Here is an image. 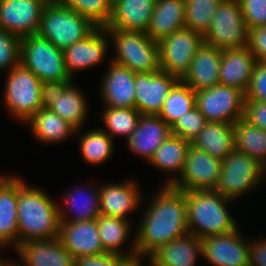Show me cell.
<instances>
[{"label":"cell","mask_w":266,"mask_h":266,"mask_svg":"<svg viewBox=\"0 0 266 266\" xmlns=\"http://www.w3.org/2000/svg\"><path fill=\"white\" fill-rule=\"evenodd\" d=\"M179 79L164 71L135 73V108L142 115H159Z\"/></svg>","instance_id":"obj_15"},{"label":"cell","mask_w":266,"mask_h":266,"mask_svg":"<svg viewBox=\"0 0 266 266\" xmlns=\"http://www.w3.org/2000/svg\"><path fill=\"white\" fill-rule=\"evenodd\" d=\"M266 178V168L244 153L232 151L223 161L219 181L214 190L221 196L236 200L254 190Z\"/></svg>","instance_id":"obj_6"},{"label":"cell","mask_w":266,"mask_h":266,"mask_svg":"<svg viewBox=\"0 0 266 266\" xmlns=\"http://www.w3.org/2000/svg\"><path fill=\"white\" fill-rule=\"evenodd\" d=\"M240 231L237 227L225 234L201 238V257L211 266H249V242Z\"/></svg>","instance_id":"obj_13"},{"label":"cell","mask_w":266,"mask_h":266,"mask_svg":"<svg viewBox=\"0 0 266 266\" xmlns=\"http://www.w3.org/2000/svg\"><path fill=\"white\" fill-rule=\"evenodd\" d=\"M58 238L74 259L106 253L99 236L97 219L81 222H61Z\"/></svg>","instance_id":"obj_17"},{"label":"cell","mask_w":266,"mask_h":266,"mask_svg":"<svg viewBox=\"0 0 266 266\" xmlns=\"http://www.w3.org/2000/svg\"><path fill=\"white\" fill-rule=\"evenodd\" d=\"M195 106V91L179 80L170 90L159 116L171 127Z\"/></svg>","instance_id":"obj_36"},{"label":"cell","mask_w":266,"mask_h":266,"mask_svg":"<svg viewBox=\"0 0 266 266\" xmlns=\"http://www.w3.org/2000/svg\"><path fill=\"white\" fill-rule=\"evenodd\" d=\"M25 182L18 176V246L26 241L58 238L59 204L43 189Z\"/></svg>","instance_id":"obj_2"},{"label":"cell","mask_w":266,"mask_h":266,"mask_svg":"<svg viewBox=\"0 0 266 266\" xmlns=\"http://www.w3.org/2000/svg\"><path fill=\"white\" fill-rule=\"evenodd\" d=\"M46 4L44 0H0V27L19 38L37 34Z\"/></svg>","instance_id":"obj_14"},{"label":"cell","mask_w":266,"mask_h":266,"mask_svg":"<svg viewBox=\"0 0 266 266\" xmlns=\"http://www.w3.org/2000/svg\"><path fill=\"white\" fill-rule=\"evenodd\" d=\"M98 232L102 246L106 253H114L121 256H130L136 254L135 238L131 240V247L127 251L121 249L122 245L129 239L131 230V221L118 217H109L99 215L97 218ZM123 251V252H122ZM127 252V253H126Z\"/></svg>","instance_id":"obj_31"},{"label":"cell","mask_w":266,"mask_h":266,"mask_svg":"<svg viewBox=\"0 0 266 266\" xmlns=\"http://www.w3.org/2000/svg\"><path fill=\"white\" fill-rule=\"evenodd\" d=\"M245 93L217 84L195 92V106L207 122L234 124L244 116Z\"/></svg>","instance_id":"obj_10"},{"label":"cell","mask_w":266,"mask_h":266,"mask_svg":"<svg viewBox=\"0 0 266 266\" xmlns=\"http://www.w3.org/2000/svg\"><path fill=\"white\" fill-rule=\"evenodd\" d=\"M21 38L0 27V72L20 64ZM7 69V70H6Z\"/></svg>","instance_id":"obj_41"},{"label":"cell","mask_w":266,"mask_h":266,"mask_svg":"<svg viewBox=\"0 0 266 266\" xmlns=\"http://www.w3.org/2000/svg\"><path fill=\"white\" fill-rule=\"evenodd\" d=\"M246 47L255 57L256 62H266V25L248 30Z\"/></svg>","instance_id":"obj_44"},{"label":"cell","mask_w":266,"mask_h":266,"mask_svg":"<svg viewBox=\"0 0 266 266\" xmlns=\"http://www.w3.org/2000/svg\"><path fill=\"white\" fill-rule=\"evenodd\" d=\"M96 26L68 7L47 3L43 9L38 34L65 50L75 42L87 37Z\"/></svg>","instance_id":"obj_4"},{"label":"cell","mask_w":266,"mask_h":266,"mask_svg":"<svg viewBox=\"0 0 266 266\" xmlns=\"http://www.w3.org/2000/svg\"><path fill=\"white\" fill-rule=\"evenodd\" d=\"M185 28L203 36L210 29L212 18L222 0H184Z\"/></svg>","instance_id":"obj_38"},{"label":"cell","mask_w":266,"mask_h":266,"mask_svg":"<svg viewBox=\"0 0 266 266\" xmlns=\"http://www.w3.org/2000/svg\"><path fill=\"white\" fill-rule=\"evenodd\" d=\"M206 123L207 120L204 115L194 106L171 126V134L191 143L199 135Z\"/></svg>","instance_id":"obj_40"},{"label":"cell","mask_w":266,"mask_h":266,"mask_svg":"<svg viewBox=\"0 0 266 266\" xmlns=\"http://www.w3.org/2000/svg\"><path fill=\"white\" fill-rule=\"evenodd\" d=\"M18 176L5 175L0 179V230L18 247Z\"/></svg>","instance_id":"obj_30"},{"label":"cell","mask_w":266,"mask_h":266,"mask_svg":"<svg viewBox=\"0 0 266 266\" xmlns=\"http://www.w3.org/2000/svg\"><path fill=\"white\" fill-rule=\"evenodd\" d=\"M16 253L21 262L16 261L14 266H74V258L59 238L26 241Z\"/></svg>","instance_id":"obj_20"},{"label":"cell","mask_w":266,"mask_h":266,"mask_svg":"<svg viewBox=\"0 0 266 266\" xmlns=\"http://www.w3.org/2000/svg\"><path fill=\"white\" fill-rule=\"evenodd\" d=\"M116 49L111 59L135 73L160 70L159 46L145 32L106 29Z\"/></svg>","instance_id":"obj_5"},{"label":"cell","mask_w":266,"mask_h":266,"mask_svg":"<svg viewBox=\"0 0 266 266\" xmlns=\"http://www.w3.org/2000/svg\"><path fill=\"white\" fill-rule=\"evenodd\" d=\"M243 118L266 131V102L245 100Z\"/></svg>","instance_id":"obj_46"},{"label":"cell","mask_w":266,"mask_h":266,"mask_svg":"<svg viewBox=\"0 0 266 266\" xmlns=\"http://www.w3.org/2000/svg\"><path fill=\"white\" fill-rule=\"evenodd\" d=\"M121 257L114 253L80 257L74 259V266H115Z\"/></svg>","instance_id":"obj_47"},{"label":"cell","mask_w":266,"mask_h":266,"mask_svg":"<svg viewBox=\"0 0 266 266\" xmlns=\"http://www.w3.org/2000/svg\"><path fill=\"white\" fill-rule=\"evenodd\" d=\"M73 80L45 81L41 83V108H49L52 100L62 96L64 90L72 83Z\"/></svg>","instance_id":"obj_45"},{"label":"cell","mask_w":266,"mask_h":266,"mask_svg":"<svg viewBox=\"0 0 266 266\" xmlns=\"http://www.w3.org/2000/svg\"><path fill=\"white\" fill-rule=\"evenodd\" d=\"M245 100L266 102V62H256Z\"/></svg>","instance_id":"obj_43"},{"label":"cell","mask_w":266,"mask_h":266,"mask_svg":"<svg viewBox=\"0 0 266 266\" xmlns=\"http://www.w3.org/2000/svg\"><path fill=\"white\" fill-rule=\"evenodd\" d=\"M184 27V0H156L146 32L153 41L159 42Z\"/></svg>","instance_id":"obj_27"},{"label":"cell","mask_w":266,"mask_h":266,"mask_svg":"<svg viewBox=\"0 0 266 266\" xmlns=\"http://www.w3.org/2000/svg\"><path fill=\"white\" fill-rule=\"evenodd\" d=\"M221 55L222 50L203 43L181 81L195 92L216 86L219 84Z\"/></svg>","instance_id":"obj_22"},{"label":"cell","mask_w":266,"mask_h":266,"mask_svg":"<svg viewBox=\"0 0 266 266\" xmlns=\"http://www.w3.org/2000/svg\"><path fill=\"white\" fill-rule=\"evenodd\" d=\"M79 136V150L82 158L91 165H100L111 158L114 149L113 139L103 129L82 132Z\"/></svg>","instance_id":"obj_35"},{"label":"cell","mask_w":266,"mask_h":266,"mask_svg":"<svg viewBox=\"0 0 266 266\" xmlns=\"http://www.w3.org/2000/svg\"><path fill=\"white\" fill-rule=\"evenodd\" d=\"M3 102L8 113L24 124L41 109V81L21 63L7 73Z\"/></svg>","instance_id":"obj_8"},{"label":"cell","mask_w":266,"mask_h":266,"mask_svg":"<svg viewBox=\"0 0 266 266\" xmlns=\"http://www.w3.org/2000/svg\"><path fill=\"white\" fill-rule=\"evenodd\" d=\"M266 239L255 240L248 244L249 247V266H266Z\"/></svg>","instance_id":"obj_48"},{"label":"cell","mask_w":266,"mask_h":266,"mask_svg":"<svg viewBox=\"0 0 266 266\" xmlns=\"http://www.w3.org/2000/svg\"><path fill=\"white\" fill-rule=\"evenodd\" d=\"M234 150L256 159L266 168V131L244 118L234 124Z\"/></svg>","instance_id":"obj_33"},{"label":"cell","mask_w":266,"mask_h":266,"mask_svg":"<svg viewBox=\"0 0 266 266\" xmlns=\"http://www.w3.org/2000/svg\"><path fill=\"white\" fill-rule=\"evenodd\" d=\"M24 124L29 125L36 140L47 145L66 141L71 135L78 133L74 126L47 108L38 110Z\"/></svg>","instance_id":"obj_28"},{"label":"cell","mask_w":266,"mask_h":266,"mask_svg":"<svg viewBox=\"0 0 266 266\" xmlns=\"http://www.w3.org/2000/svg\"><path fill=\"white\" fill-rule=\"evenodd\" d=\"M143 255L134 254L130 256H122L115 264V266H144ZM142 259V260H141Z\"/></svg>","instance_id":"obj_49"},{"label":"cell","mask_w":266,"mask_h":266,"mask_svg":"<svg viewBox=\"0 0 266 266\" xmlns=\"http://www.w3.org/2000/svg\"><path fill=\"white\" fill-rule=\"evenodd\" d=\"M202 256L201 239L188 233L161 246L148 259L152 266H196Z\"/></svg>","instance_id":"obj_25"},{"label":"cell","mask_w":266,"mask_h":266,"mask_svg":"<svg viewBox=\"0 0 266 266\" xmlns=\"http://www.w3.org/2000/svg\"><path fill=\"white\" fill-rule=\"evenodd\" d=\"M203 43L202 34L185 27L163 38L158 42L160 70L181 80Z\"/></svg>","instance_id":"obj_11"},{"label":"cell","mask_w":266,"mask_h":266,"mask_svg":"<svg viewBox=\"0 0 266 266\" xmlns=\"http://www.w3.org/2000/svg\"><path fill=\"white\" fill-rule=\"evenodd\" d=\"M20 63L41 82L73 80L67 73L63 50L38 33L21 38Z\"/></svg>","instance_id":"obj_7"},{"label":"cell","mask_w":266,"mask_h":266,"mask_svg":"<svg viewBox=\"0 0 266 266\" xmlns=\"http://www.w3.org/2000/svg\"><path fill=\"white\" fill-rule=\"evenodd\" d=\"M86 97L80 88L74 86L72 82L63 92L52 100L48 108L58 114L62 119L74 126L78 131L83 128L86 118L88 117L89 108Z\"/></svg>","instance_id":"obj_32"},{"label":"cell","mask_w":266,"mask_h":266,"mask_svg":"<svg viewBox=\"0 0 266 266\" xmlns=\"http://www.w3.org/2000/svg\"><path fill=\"white\" fill-rule=\"evenodd\" d=\"M138 185L130 179L100 186V215L129 220V213L136 211L143 200Z\"/></svg>","instance_id":"obj_18"},{"label":"cell","mask_w":266,"mask_h":266,"mask_svg":"<svg viewBox=\"0 0 266 266\" xmlns=\"http://www.w3.org/2000/svg\"><path fill=\"white\" fill-rule=\"evenodd\" d=\"M161 187L147 206L134 235L136 253L144 259L161 246L189 233L185 192L171 185Z\"/></svg>","instance_id":"obj_1"},{"label":"cell","mask_w":266,"mask_h":266,"mask_svg":"<svg viewBox=\"0 0 266 266\" xmlns=\"http://www.w3.org/2000/svg\"><path fill=\"white\" fill-rule=\"evenodd\" d=\"M2 256H0V266H14L13 260H7V262L4 260V258H1Z\"/></svg>","instance_id":"obj_51"},{"label":"cell","mask_w":266,"mask_h":266,"mask_svg":"<svg viewBox=\"0 0 266 266\" xmlns=\"http://www.w3.org/2000/svg\"><path fill=\"white\" fill-rule=\"evenodd\" d=\"M247 29L266 25V0H238Z\"/></svg>","instance_id":"obj_42"},{"label":"cell","mask_w":266,"mask_h":266,"mask_svg":"<svg viewBox=\"0 0 266 266\" xmlns=\"http://www.w3.org/2000/svg\"><path fill=\"white\" fill-rule=\"evenodd\" d=\"M191 143L181 137L170 134L163 144L155 151L148 164L164 172L175 175L182 173Z\"/></svg>","instance_id":"obj_34"},{"label":"cell","mask_w":266,"mask_h":266,"mask_svg":"<svg viewBox=\"0 0 266 266\" xmlns=\"http://www.w3.org/2000/svg\"><path fill=\"white\" fill-rule=\"evenodd\" d=\"M46 3H57L59 0H44Z\"/></svg>","instance_id":"obj_52"},{"label":"cell","mask_w":266,"mask_h":266,"mask_svg":"<svg viewBox=\"0 0 266 266\" xmlns=\"http://www.w3.org/2000/svg\"><path fill=\"white\" fill-rule=\"evenodd\" d=\"M101 83L105 107L135 108V72L110 61Z\"/></svg>","instance_id":"obj_19"},{"label":"cell","mask_w":266,"mask_h":266,"mask_svg":"<svg viewBox=\"0 0 266 266\" xmlns=\"http://www.w3.org/2000/svg\"><path fill=\"white\" fill-rule=\"evenodd\" d=\"M59 3L90 20L96 27L105 28L112 15L113 0H59Z\"/></svg>","instance_id":"obj_39"},{"label":"cell","mask_w":266,"mask_h":266,"mask_svg":"<svg viewBox=\"0 0 266 266\" xmlns=\"http://www.w3.org/2000/svg\"><path fill=\"white\" fill-rule=\"evenodd\" d=\"M171 127L159 115H142L127 139L128 148L149 162L155 151L170 136Z\"/></svg>","instance_id":"obj_21"},{"label":"cell","mask_w":266,"mask_h":266,"mask_svg":"<svg viewBox=\"0 0 266 266\" xmlns=\"http://www.w3.org/2000/svg\"><path fill=\"white\" fill-rule=\"evenodd\" d=\"M255 63V57L247 47L222 50L219 84L234 87L246 93Z\"/></svg>","instance_id":"obj_24"},{"label":"cell","mask_w":266,"mask_h":266,"mask_svg":"<svg viewBox=\"0 0 266 266\" xmlns=\"http://www.w3.org/2000/svg\"><path fill=\"white\" fill-rule=\"evenodd\" d=\"M7 246L13 247V249L16 252V247L2 234L0 230V251L1 249H4L5 247L7 248Z\"/></svg>","instance_id":"obj_50"},{"label":"cell","mask_w":266,"mask_h":266,"mask_svg":"<svg viewBox=\"0 0 266 266\" xmlns=\"http://www.w3.org/2000/svg\"><path fill=\"white\" fill-rule=\"evenodd\" d=\"M222 161L207 152L190 145L180 177L166 179L163 185H171L182 191L214 189L219 181Z\"/></svg>","instance_id":"obj_12"},{"label":"cell","mask_w":266,"mask_h":266,"mask_svg":"<svg viewBox=\"0 0 266 266\" xmlns=\"http://www.w3.org/2000/svg\"><path fill=\"white\" fill-rule=\"evenodd\" d=\"M110 36L103 27H96L87 37L63 50L67 73L74 79L76 71L92 68L104 61Z\"/></svg>","instance_id":"obj_16"},{"label":"cell","mask_w":266,"mask_h":266,"mask_svg":"<svg viewBox=\"0 0 266 266\" xmlns=\"http://www.w3.org/2000/svg\"><path fill=\"white\" fill-rule=\"evenodd\" d=\"M103 120V129L112 139L114 136H124L126 139L136 129L141 113L136 108H113L105 107L102 113H98Z\"/></svg>","instance_id":"obj_37"},{"label":"cell","mask_w":266,"mask_h":266,"mask_svg":"<svg viewBox=\"0 0 266 266\" xmlns=\"http://www.w3.org/2000/svg\"><path fill=\"white\" fill-rule=\"evenodd\" d=\"M156 0H113L105 29L147 32Z\"/></svg>","instance_id":"obj_23"},{"label":"cell","mask_w":266,"mask_h":266,"mask_svg":"<svg viewBox=\"0 0 266 266\" xmlns=\"http://www.w3.org/2000/svg\"><path fill=\"white\" fill-rule=\"evenodd\" d=\"M184 192L189 233L197 238L225 234L239 226L227 210L228 203L234 200L219 195L214 189Z\"/></svg>","instance_id":"obj_3"},{"label":"cell","mask_w":266,"mask_h":266,"mask_svg":"<svg viewBox=\"0 0 266 266\" xmlns=\"http://www.w3.org/2000/svg\"><path fill=\"white\" fill-rule=\"evenodd\" d=\"M204 43L219 50L244 48L248 42V29L238 0H222L210 29L203 36Z\"/></svg>","instance_id":"obj_9"},{"label":"cell","mask_w":266,"mask_h":266,"mask_svg":"<svg viewBox=\"0 0 266 266\" xmlns=\"http://www.w3.org/2000/svg\"><path fill=\"white\" fill-rule=\"evenodd\" d=\"M81 188L76 186L73 191L67 190L63 195V202L60 200L61 205H58L59 216L61 222H81L92 221L100 215V199H99V187ZM65 202V203H64ZM63 203V204H62ZM66 205V206H65ZM62 206V207H61ZM67 207V208H66ZM66 208V209H65ZM73 213L72 217L66 214L65 211Z\"/></svg>","instance_id":"obj_26"},{"label":"cell","mask_w":266,"mask_h":266,"mask_svg":"<svg viewBox=\"0 0 266 266\" xmlns=\"http://www.w3.org/2000/svg\"><path fill=\"white\" fill-rule=\"evenodd\" d=\"M191 145L223 161L234 151L233 124L207 122Z\"/></svg>","instance_id":"obj_29"}]
</instances>
